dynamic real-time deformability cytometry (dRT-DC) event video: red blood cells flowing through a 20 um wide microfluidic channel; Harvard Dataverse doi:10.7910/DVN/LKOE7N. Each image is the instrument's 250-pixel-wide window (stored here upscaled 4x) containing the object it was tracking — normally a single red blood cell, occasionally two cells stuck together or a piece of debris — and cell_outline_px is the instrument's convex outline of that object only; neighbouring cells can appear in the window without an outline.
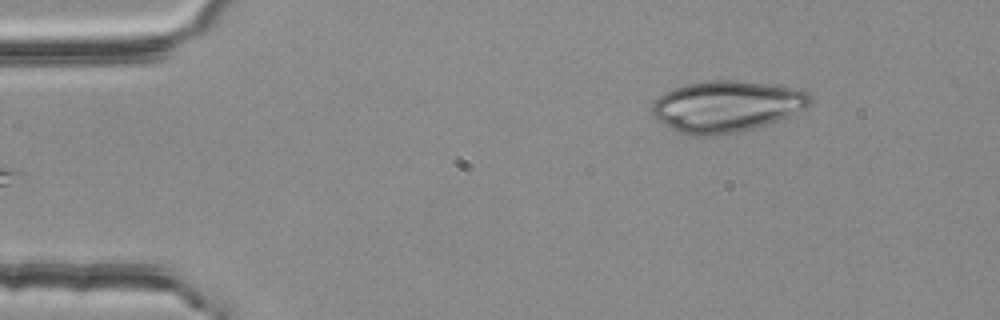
{"species": "common noctule bat (a hibernating species)", "species_latin": "Nyctalus noctula", "temperature_condition": "room temperature", "stored_images_in_passage": 4, "segment_of_instrument_passage": [2, 2], "camera_frame_rate_fps": 3000, "um_per_image_px": 0.085, "animal": {"sex": "female", "body_mass_g": 25.1}, "frame": {"image": 1, "passage_image": 4, "time_ms": 1.0, "image_size_px": [1000, 320], "cell_outline_px": [[812, 100], [804, 108], [788, 116], [740, 132], [712, 136], [688, 136], [664, 124], [652, 116], [652, 104], [660, 96], [676, 88], [688, 84], [708, 80], [736, 80], [768, 84], [792, 88], [808, 92], [812, 96]], "centroid_in_image_um": [61.73, 9.05], "position_along_channel_um": 23.3, "area_um2": 46.7}}